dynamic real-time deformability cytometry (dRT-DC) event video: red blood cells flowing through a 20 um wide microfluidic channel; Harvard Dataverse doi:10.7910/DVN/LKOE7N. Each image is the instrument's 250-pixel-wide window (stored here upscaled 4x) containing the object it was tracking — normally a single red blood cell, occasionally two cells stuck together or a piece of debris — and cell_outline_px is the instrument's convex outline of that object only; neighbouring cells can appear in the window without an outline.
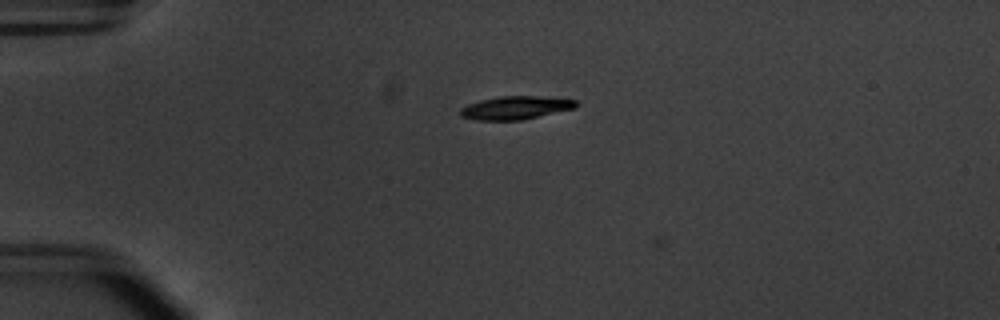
{"species": "common noctule bat (a hibernating species)", "species_latin": "Nyctalus noctula", "temperature_condition": "warm", "stored_images_in_passage": 3, "camera_frame_rate_fps": 3000, "um_per_image_px": 0.085, "animal": {"sex": "male", "body_mass_g": 20.1, "forearm_length_mm": 53.5}, "frame": {"image": 1, "passage_image": 2, "time_ms": 0.333, "image_size_px": [1000, 320], "cell_outline_px": [[580, 104], [576, 108], [520, 120], [476, 120], [460, 116], [460, 108], [468, 104], [480, 100], [500, 96], [536, 96], [576, 100]], "centroid_in_image_um": [43.82, 9.16], "position_along_channel_um": 41.2, "area_um2": 15.61}}